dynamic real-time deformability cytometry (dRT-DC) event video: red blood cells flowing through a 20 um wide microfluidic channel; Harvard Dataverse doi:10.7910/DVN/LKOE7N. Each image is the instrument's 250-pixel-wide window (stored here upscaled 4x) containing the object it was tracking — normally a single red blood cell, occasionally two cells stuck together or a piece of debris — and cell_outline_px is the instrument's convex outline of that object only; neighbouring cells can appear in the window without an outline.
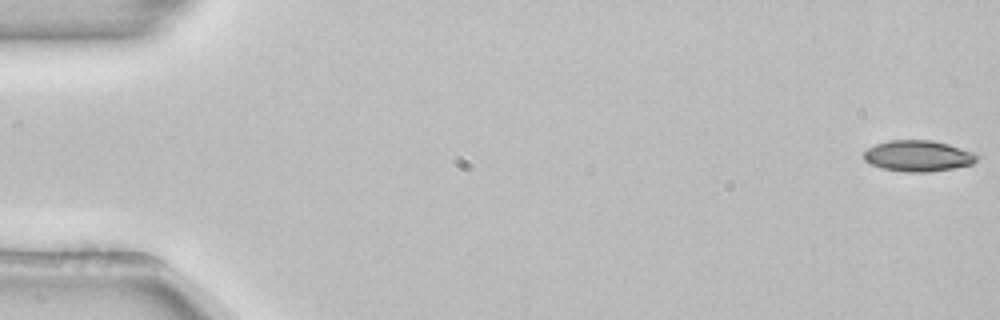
{"species": "common noctule bat (a hibernating species)", "species_latin": "Nyctalus noctula", "temperature_condition": "room temperature", "stored_images_in_passage": 54, "camera_frame_rate_fps": 3000, "um_per_image_px": 0.085, "animal": {"sex": "female", "body_mass_g": 22.7, "forearm_length_mm": 54.2}, "frame": {"image": 1, "passage_image": 1, "time_ms": 0.0, "image_size_px": [1000, 320], "cell_outline_px": [[980, 156], [972, 164], [952, 168], [928, 172], [904, 172], [884, 168], [872, 164], [864, 160], [864, 152], [868, 148], [876, 144], [888, 140], [932, 140], [980, 152]], "centroid_in_image_um": [78.11, 13.24], "position_along_channel_um": 6.9, "area_um2": 20.63}}
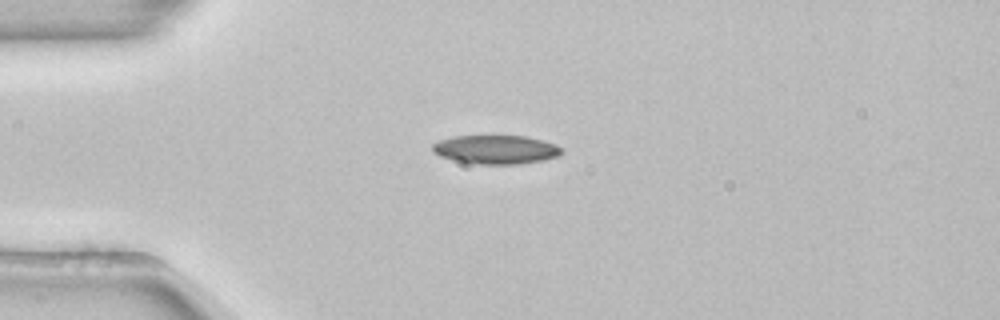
{"frame": {"image": 2, "passage_image": 14, "time_ms": 4.333, "image_size_px": [1000, 320], "cell_outline_px": [[560, 152], [556, 156], [540, 160], [516, 164], [476, 164], [456, 160], [440, 156], [432, 152], [432, 144], [440, 140], [452, 136], [528, 136], [544, 140], [556, 144], [560, 148]], "centroid_in_image_um": [42.1, 12.7], "position_along_channel_um": 42.9, "area_um2": 21.44}}
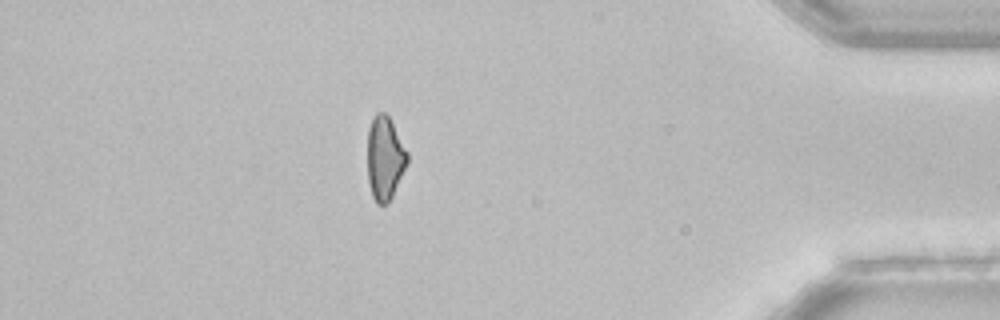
{"frame": {"image": 3, "passage_image": 47, "time_ms": 15.333, "image_size_px": [1000, 320], "cell_outline_px": [[408, 164], [388, 204], [376, 204], [372, 196], [368, 180], [368, 128], [376, 112], [384, 112], [388, 116], [408, 152]], "centroid_in_image_um": [32.71, 13.47], "position_along_channel_um": 402.5, "area_um2": 19.42}, "authors_computed_cell_mechanics": {"area_um2": 20.8947, "velocity_mm_per_s": 3.8876, "shape_relaxation_time_tau1_ms": 6.8501, "shape_relaxation_time_tau2_ms": null, "deformation_change_tau1": 0.1448, "deformation_change_tau2": null}}